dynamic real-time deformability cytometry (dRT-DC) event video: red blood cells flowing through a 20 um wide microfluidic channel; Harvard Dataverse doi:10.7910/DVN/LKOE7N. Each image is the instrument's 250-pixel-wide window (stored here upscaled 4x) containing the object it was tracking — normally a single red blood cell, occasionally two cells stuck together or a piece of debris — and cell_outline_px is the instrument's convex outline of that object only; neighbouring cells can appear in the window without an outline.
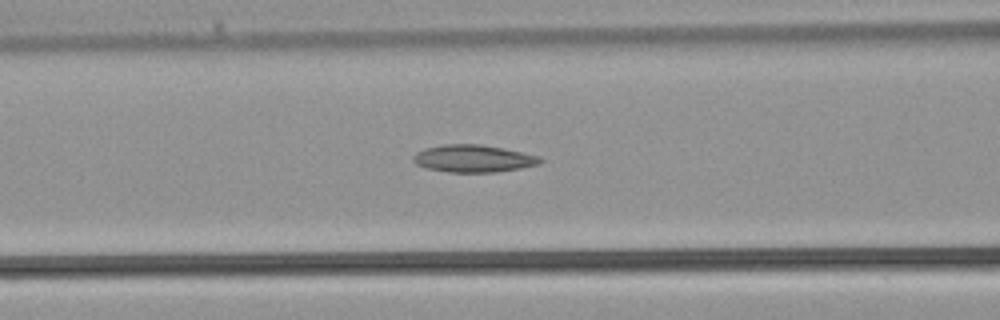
{"species": "common noctule bat (a hibernating species)", "species_latin": "Nyctalus noctula", "temperature_condition": "warm", "stored_images_in_passage": 37, "camera_frame_rate_fps": 3000, "um_per_image_px": 0.085, "animal": {"sex": "male", "body_mass_g": 21.5, "forearm_length_mm": 52.0}, "frame": {"image": 1, "passage_image": 13, "time_ms": 4.0, "image_size_px": [1000, 320], "cell_outline_px": [[544, 160], [540, 164], [520, 168], [496, 172], [448, 172], [428, 168], [416, 164], [412, 160], [412, 156], [416, 152], [424, 148], [444, 144], [480, 144], [504, 148], [540, 156]], "centroid_in_image_um": [40.24, 13.47], "position_along_channel_um": 126.4, "area_um2": 20.35}}
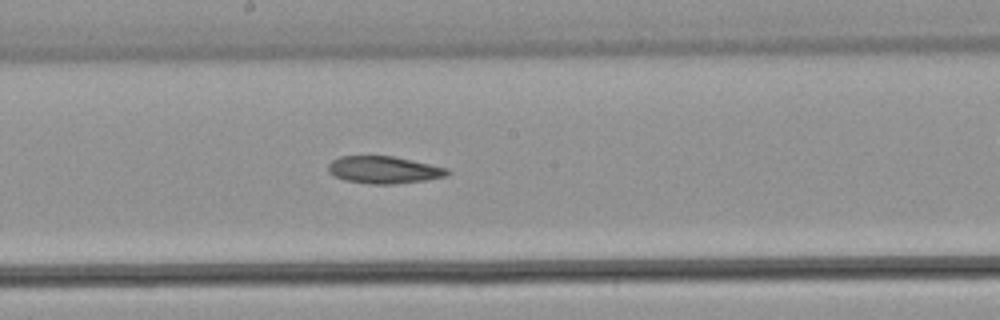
{"frame": {"image": 2, "passage_image": 18, "time_ms": 5.667, "image_size_px": [1000, 320], "cell_outline_px": [[452, 172], [448, 176], [424, 180], [392, 184], [372, 184], [344, 180], [332, 176], [328, 172], [328, 164], [332, 160], [340, 156], [392, 156], [448, 168]], "centroid_in_image_um": [32.61, 14.44], "position_along_channel_um": 215.6, "area_um2": 18.96}}
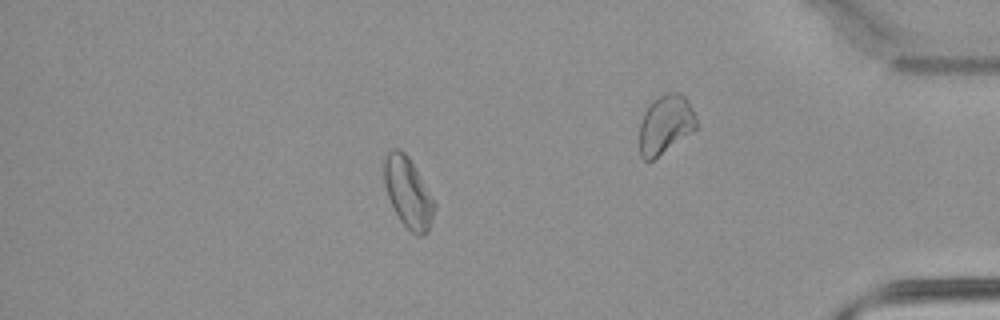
{"frame": {"image": 3, "passage_image": 31, "time_ms": 10.0, "image_size_px": [1000, 320], "cell_outline_px": [[436, 208], [428, 232], [424, 236], [416, 236], [400, 220], [392, 208], [384, 184], [384, 160], [388, 152], [392, 148], [400, 148], [408, 156], [436, 204]], "centroid_in_image_um": [34.68, 16.39], "position_along_channel_um": 400.5, "area_um2": 20.58}}